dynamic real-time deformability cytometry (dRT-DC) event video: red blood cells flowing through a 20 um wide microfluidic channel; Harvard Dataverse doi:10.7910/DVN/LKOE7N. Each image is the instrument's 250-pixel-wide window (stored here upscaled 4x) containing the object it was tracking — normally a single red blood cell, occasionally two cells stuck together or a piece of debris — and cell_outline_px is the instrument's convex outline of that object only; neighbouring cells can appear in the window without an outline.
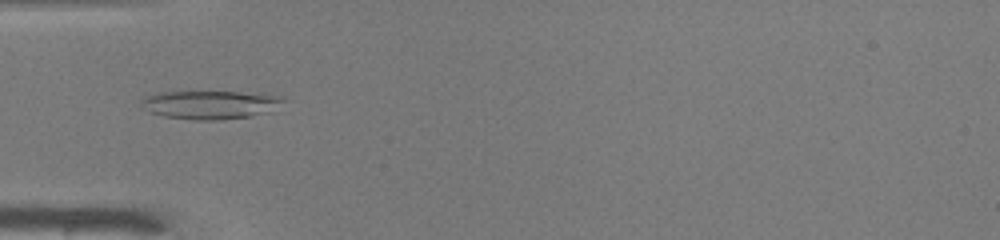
{"species": "common noctule bat (a hibernating species)", "species_latin": "Nyctalus noctula", "temperature_condition": "warm", "stored_images_in_passage": 37, "camera_frame_rate_fps": 3000, "um_per_image_px": 0.085, "animal": {"sex": "male", "body_mass_g": 19.0, "forearm_length_mm": 50.8}, "frame": {"image": 1, "passage_image": 4, "time_ms": 1.0, "image_size_px": [1000, 240], "cell_outline_px": [[284, 100], [272, 112], [248, 116], [220, 120], [192, 120], [164, 116], [148, 112], [140, 108], [140, 100], [156, 92], [240, 92], [280, 96]], "centroid_in_image_um": [17.8, 8.91], "position_along_channel_um": 67.2, "area_um2": 23.58}}
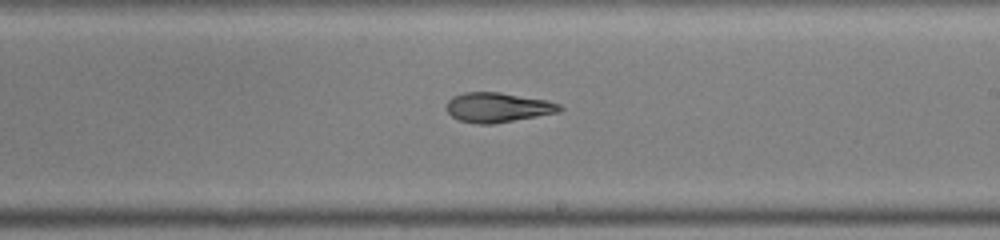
{"frame": {"image": 2, "passage_image": 17, "time_ms": 5.333, "image_size_px": [1000, 240], "cell_outline_px": [[564, 108], [560, 112], [492, 124], [476, 124], [460, 120], [452, 116], [448, 112], [448, 100], [452, 96], [464, 92], [500, 92], [548, 100], [560, 104]], "centroid_in_image_um": [42.34, 9.12], "position_along_channel_um": 246.7, "area_um2": 19.59}}
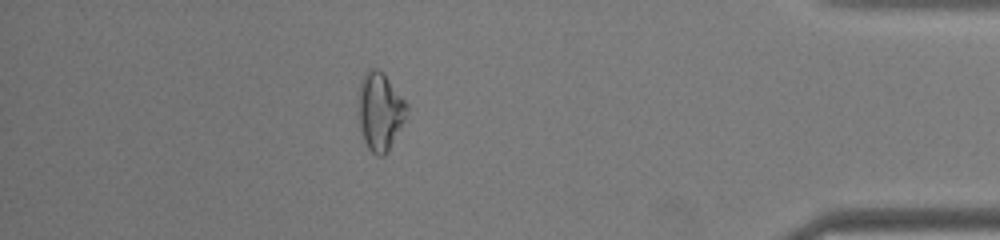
{"frame": {"image": 3, "passage_image": 31, "time_ms": 10.0, "image_size_px": [1000, 240], "cell_outline_px": [[408, 108], [404, 120], [388, 152], [384, 156], [376, 156], [368, 148], [360, 132], [356, 100], [360, 80], [364, 72], [368, 68], [376, 68], [384, 72], [408, 104]], "centroid_in_image_um": [32.25, 9.43], "position_along_channel_um": 402.9, "area_um2": 22.66}, "authors_computed_cell_mechanics": {"area_um2": 20.4034, "velocity_mm_per_s": 4.1608, "shape_relaxation_time_tau1_ms": null, "shape_relaxation_time_tau2_ms": 3.4653, "deformation_change_tau1": null, "deformation_change_tau2": 0.0965}}